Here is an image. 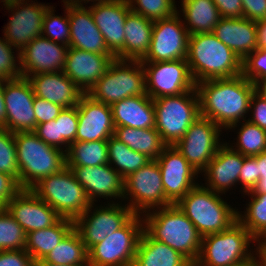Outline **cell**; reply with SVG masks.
<instances>
[{
  "label": "cell",
  "mask_w": 266,
  "mask_h": 266,
  "mask_svg": "<svg viewBox=\"0 0 266 266\" xmlns=\"http://www.w3.org/2000/svg\"><path fill=\"white\" fill-rule=\"evenodd\" d=\"M200 116L210 119L227 133L236 123L247 120L254 84L242 74L232 78L196 83Z\"/></svg>",
  "instance_id": "cell-1"
},
{
  "label": "cell",
  "mask_w": 266,
  "mask_h": 266,
  "mask_svg": "<svg viewBox=\"0 0 266 266\" xmlns=\"http://www.w3.org/2000/svg\"><path fill=\"white\" fill-rule=\"evenodd\" d=\"M187 63L195 84L242 74V60L212 32L189 35Z\"/></svg>",
  "instance_id": "cell-2"
},
{
  "label": "cell",
  "mask_w": 266,
  "mask_h": 266,
  "mask_svg": "<svg viewBox=\"0 0 266 266\" xmlns=\"http://www.w3.org/2000/svg\"><path fill=\"white\" fill-rule=\"evenodd\" d=\"M144 230L153 238L181 253L192 264L199 256L202 237L176 204L142 215Z\"/></svg>",
  "instance_id": "cell-3"
},
{
  "label": "cell",
  "mask_w": 266,
  "mask_h": 266,
  "mask_svg": "<svg viewBox=\"0 0 266 266\" xmlns=\"http://www.w3.org/2000/svg\"><path fill=\"white\" fill-rule=\"evenodd\" d=\"M225 197L200 182L176 205L194 224L200 236L204 237L227 230L238 221V208L227 202Z\"/></svg>",
  "instance_id": "cell-4"
},
{
  "label": "cell",
  "mask_w": 266,
  "mask_h": 266,
  "mask_svg": "<svg viewBox=\"0 0 266 266\" xmlns=\"http://www.w3.org/2000/svg\"><path fill=\"white\" fill-rule=\"evenodd\" d=\"M19 185L31 189L41 179L66 167V152L48 145L34 132L14 133Z\"/></svg>",
  "instance_id": "cell-5"
},
{
  "label": "cell",
  "mask_w": 266,
  "mask_h": 266,
  "mask_svg": "<svg viewBox=\"0 0 266 266\" xmlns=\"http://www.w3.org/2000/svg\"><path fill=\"white\" fill-rule=\"evenodd\" d=\"M258 243L237 221L227 230L202 237L199 256L193 266L236 265L250 260L256 254Z\"/></svg>",
  "instance_id": "cell-6"
},
{
  "label": "cell",
  "mask_w": 266,
  "mask_h": 266,
  "mask_svg": "<svg viewBox=\"0 0 266 266\" xmlns=\"http://www.w3.org/2000/svg\"><path fill=\"white\" fill-rule=\"evenodd\" d=\"M30 190L52 207L62 218L73 221L92 204L85 189L67 166L60 172L41 179Z\"/></svg>",
  "instance_id": "cell-7"
},
{
  "label": "cell",
  "mask_w": 266,
  "mask_h": 266,
  "mask_svg": "<svg viewBox=\"0 0 266 266\" xmlns=\"http://www.w3.org/2000/svg\"><path fill=\"white\" fill-rule=\"evenodd\" d=\"M155 129L167 146L180 140L200 117L199 96L196 87L176 96H163L153 100Z\"/></svg>",
  "instance_id": "cell-8"
},
{
  "label": "cell",
  "mask_w": 266,
  "mask_h": 266,
  "mask_svg": "<svg viewBox=\"0 0 266 266\" xmlns=\"http://www.w3.org/2000/svg\"><path fill=\"white\" fill-rule=\"evenodd\" d=\"M87 94L109 106L125 98L147 95L142 62L114 59Z\"/></svg>",
  "instance_id": "cell-9"
},
{
  "label": "cell",
  "mask_w": 266,
  "mask_h": 266,
  "mask_svg": "<svg viewBox=\"0 0 266 266\" xmlns=\"http://www.w3.org/2000/svg\"><path fill=\"white\" fill-rule=\"evenodd\" d=\"M144 231L142 215L134 214L120 229L88 250L90 266H133Z\"/></svg>",
  "instance_id": "cell-10"
},
{
  "label": "cell",
  "mask_w": 266,
  "mask_h": 266,
  "mask_svg": "<svg viewBox=\"0 0 266 266\" xmlns=\"http://www.w3.org/2000/svg\"><path fill=\"white\" fill-rule=\"evenodd\" d=\"M123 203L138 215L172 204L165 197L160 168L156 160H151L124 179Z\"/></svg>",
  "instance_id": "cell-11"
},
{
  "label": "cell",
  "mask_w": 266,
  "mask_h": 266,
  "mask_svg": "<svg viewBox=\"0 0 266 266\" xmlns=\"http://www.w3.org/2000/svg\"><path fill=\"white\" fill-rule=\"evenodd\" d=\"M222 131L224 130L216 123L200 116L173 146L200 174L216 155L217 150L225 143Z\"/></svg>",
  "instance_id": "cell-12"
},
{
  "label": "cell",
  "mask_w": 266,
  "mask_h": 266,
  "mask_svg": "<svg viewBox=\"0 0 266 266\" xmlns=\"http://www.w3.org/2000/svg\"><path fill=\"white\" fill-rule=\"evenodd\" d=\"M100 203L91 204L74 221V228L79 232L87 250L120 229L134 215L125 203Z\"/></svg>",
  "instance_id": "cell-13"
},
{
  "label": "cell",
  "mask_w": 266,
  "mask_h": 266,
  "mask_svg": "<svg viewBox=\"0 0 266 266\" xmlns=\"http://www.w3.org/2000/svg\"><path fill=\"white\" fill-rule=\"evenodd\" d=\"M145 71L146 93L153 100L176 96L193 90L196 84L187 59L166 62H142Z\"/></svg>",
  "instance_id": "cell-14"
},
{
  "label": "cell",
  "mask_w": 266,
  "mask_h": 266,
  "mask_svg": "<svg viewBox=\"0 0 266 266\" xmlns=\"http://www.w3.org/2000/svg\"><path fill=\"white\" fill-rule=\"evenodd\" d=\"M189 34L181 17L174 16L153 23L150 47L141 62H166L187 59Z\"/></svg>",
  "instance_id": "cell-15"
},
{
  "label": "cell",
  "mask_w": 266,
  "mask_h": 266,
  "mask_svg": "<svg viewBox=\"0 0 266 266\" xmlns=\"http://www.w3.org/2000/svg\"><path fill=\"white\" fill-rule=\"evenodd\" d=\"M47 4L37 0H24L6 7L4 10L11 14L8 13L10 18L3 27L4 39L21 52L28 43L41 35L44 16L52 6Z\"/></svg>",
  "instance_id": "cell-16"
},
{
  "label": "cell",
  "mask_w": 266,
  "mask_h": 266,
  "mask_svg": "<svg viewBox=\"0 0 266 266\" xmlns=\"http://www.w3.org/2000/svg\"><path fill=\"white\" fill-rule=\"evenodd\" d=\"M6 109V129L10 132H34L36 118L34 92L26 77L7 80L3 91Z\"/></svg>",
  "instance_id": "cell-17"
},
{
  "label": "cell",
  "mask_w": 266,
  "mask_h": 266,
  "mask_svg": "<svg viewBox=\"0 0 266 266\" xmlns=\"http://www.w3.org/2000/svg\"><path fill=\"white\" fill-rule=\"evenodd\" d=\"M156 161L160 168L165 197L172 204H176L199 184L200 174L173 145L166 146Z\"/></svg>",
  "instance_id": "cell-18"
},
{
  "label": "cell",
  "mask_w": 266,
  "mask_h": 266,
  "mask_svg": "<svg viewBox=\"0 0 266 266\" xmlns=\"http://www.w3.org/2000/svg\"><path fill=\"white\" fill-rule=\"evenodd\" d=\"M69 168L85 189L92 204L100 202L101 198L107 203L123 202L124 178L109 163Z\"/></svg>",
  "instance_id": "cell-19"
},
{
  "label": "cell",
  "mask_w": 266,
  "mask_h": 266,
  "mask_svg": "<svg viewBox=\"0 0 266 266\" xmlns=\"http://www.w3.org/2000/svg\"><path fill=\"white\" fill-rule=\"evenodd\" d=\"M88 7L107 48L116 56L124 48V25L131 11L128 0L97 1L89 3Z\"/></svg>",
  "instance_id": "cell-20"
},
{
  "label": "cell",
  "mask_w": 266,
  "mask_h": 266,
  "mask_svg": "<svg viewBox=\"0 0 266 266\" xmlns=\"http://www.w3.org/2000/svg\"><path fill=\"white\" fill-rule=\"evenodd\" d=\"M245 156L233 150L226 142L217 150L206 169L200 174L204 186L213 192L231 195L239 185V173ZM235 188V189H234Z\"/></svg>",
  "instance_id": "cell-21"
},
{
  "label": "cell",
  "mask_w": 266,
  "mask_h": 266,
  "mask_svg": "<svg viewBox=\"0 0 266 266\" xmlns=\"http://www.w3.org/2000/svg\"><path fill=\"white\" fill-rule=\"evenodd\" d=\"M68 47L42 35L34 38L20 52L22 76L63 71Z\"/></svg>",
  "instance_id": "cell-22"
},
{
  "label": "cell",
  "mask_w": 266,
  "mask_h": 266,
  "mask_svg": "<svg viewBox=\"0 0 266 266\" xmlns=\"http://www.w3.org/2000/svg\"><path fill=\"white\" fill-rule=\"evenodd\" d=\"M27 233L51 227L62 217L30 189H22L5 207Z\"/></svg>",
  "instance_id": "cell-23"
},
{
  "label": "cell",
  "mask_w": 266,
  "mask_h": 266,
  "mask_svg": "<svg viewBox=\"0 0 266 266\" xmlns=\"http://www.w3.org/2000/svg\"><path fill=\"white\" fill-rule=\"evenodd\" d=\"M116 59L113 54H97L68 47L63 73L66 74L82 91L89 90L106 73Z\"/></svg>",
  "instance_id": "cell-24"
},
{
  "label": "cell",
  "mask_w": 266,
  "mask_h": 266,
  "mask_svg": "<svg viewBox=\"0 0 266 266\" xmlns=\"http://www.w3.org/2000/svg\"><path fill=\"white\" fill-rule=\"evenodd\" d=\"M78 129L76 141L108 140L114 136V121L109 105L84 93L77 105Z\"/></svg>",
  "instance_id": "cell-25"
},
{
  "label": "cell",
  "mask_w": 266,
  "mask_h": 266,
  "mask_svg": "<svg viewBox=\"0 0 266 266\" xmlns=\"http://www.w3.org/2000/svg\"><path fill=\"white\" fill-rule=\"evenodd\" d=\"M69 47L97 54H112L96 26L88 4H68Z\"/></svg>",
  "instance_id": "cell-26"
},
{
  "label": "cell",
  "mask_w": 266,
  "mask_h": 266,
  "mask_svg": "<svg viewBox=\"0 0 266 266\" xmlns=\"http://www.w3.org/2000/svg\"><path fill=\"white\" fill-rule=\"evenodd\" d=\"M34 95L63 108L78 105L83 91L63 71L35 74L27 77Z\"/></svg>",
  "instance_id": "cell-27"
},
{
  "label": "cell",
  "mask_w": 266,
  "mask_h": 266,
  "mask_svg": "<svg viewBox=\"0 0 266 266\" xmlns=\"http://www.w3.org/2000/svg\"><path fill=\"white\" fill-rule=\"evenodd\" d=\"M242 61L257 49L256 22L247 18H221L212 32Z\"/></svg>",
  "instance_id": "cell-28"
},
{
  "label": "cell",
  "mask_w": 266,
  "mask_h": 266,
  "mask_svg": "<svg viewBox=\"0 0 266 266\" xmlns=\"http://www.w3.org/2000/svg\"><path fill=\"white\" fill-rule=\"evenodd\" d=\"M110 107L115 127L155 128L153 99L148 95L125 98Z\"/></svg>",
  "instance_id": "cell-29"
},
{
  "label": "cell",
  "mask_w": 266,
  "mask_h": 266,
  "mask_svg": "<svg viewBox=\"0 0 266 266\" xmlns=\"http://www.w3.org/2000/svg\"><path fill=\"white\" fill-rule=\"evenodd\" d=\"M154 21L130 11L124 25V48L115 56L119 60L141 61L150 47Z\"/></svg>",
  "instance_id": "cell-30"
},
{
  "label": "cell",
  "mask_w": 266,
  "mask_h": 266,
  "mask_svg": "<svg viewBox=\"0 0 266 266\" xmlns=\"http://www.w3.org/2000/svg\"><path fill=\"white\" fill-rule=\"evenodd\" d=\"M133 266H193L181 253L143 231Z\"/></svg>",
  "instance_id": "cell-31"
},
{
  "label": "cell",
  "mask_w": 266,
  "mask_h": 266,
  "mask_svg": "<svg viewBox=\"0 0 266 266\" xmlns=\"http://www.w3.org/2000/svg\"><path fill=\"white\" fill-rule=\"evenodd\" d=\"M177 14L189 35L213 32L222 18L213 0H180Z\"/></svg>",
  "instance_id": "cell-32"
},
{
  "label": "cell",
  "mask_w": 266,
  "mask_h": 266,
  "mask_svg": "<svg viewBox=\"0 0 266 266\" xmlns=\"http://www.w3.org/2000/svg\"><path fill=\"white\" fill-rule=\"evenodd\" d=\"M74 228V221L61 218L51 227L27 233L25 251L34 261L44 259Z\"/></svg>",
  "instance_id": "cell-33"
},
{
  "label": "cell",
  "mask_w": 266,
  "mask_h": 266,
  "mask_svg": "<svg viewBox=\"0 0 266 266\" xmlns=\"http://www.w3.org/2000/svg\"><path fill=\"white\" fill-rule=\"evenodd\" d=\"M114 137L126 144L133 151L156 160L167 146L155 128L135 129L132 127H115Z\"/></svg>",
  "instance_id": "cell-34"
},
{
  "label": "cell",
  "mask_w": 266,
  "mask_h": 266,
  "mask_svg": "<svg viewBox=\"0 0 266 266\" xmlns=\"http://www.w3.org/2000/svg\"><path fill=\"white\" fill-rule=\"evenodd\" d=\"M228 132L237 134L235 141H225L233 150L244 156H255L266 151V130L248 120L231 125ZM230 130V131H229ZM236 132V133H235ZM234 142V143H233Z\"/></svg>",
  "instance_id": "cell-35"
},
{
  "label": "cell",
  "mask_w": 266,
  "mask_h": 266,
  "mask_svg": "<svg viewBox=\"0 0 266 266\" xmlns=\"http://www.w3.org/2000/svg\"><path fill=\"white\" fill-rule=\"evenodd\" d=\"M245 195L249 197L248 202L243 211L238 208V221L260 242L266 236V193L246 192Z\"/></svg>",
  "instance_id": "cell-36"
},
{
  "label": "cell",
  "mask_w": 266,
  "mask_h": 266,
  "mask_svg": "<svg viewBox=\"0 0 266 266\" xmlns=\"http://www.w3.org/2000/svg\"><path fill=\"white\" fill-rule=\"evenodd\" d=\"M108 164L107 140L75 141L66 152V166H98Z\"/></svg>",
  "instance_id": "cell-37"
},
{
  "label": "cell",
  "mask_w": 266,
  "mask_h": 266,
  "mask_svg": "<svg viewBox=\"0 0 266 266\" xmlns=\"http://www.w3.org/2000/svg\"><path fill=\"white\" fill-rule=\"evenodd\" d=\"M44 260L57 265H89L88 250L75 228L51 250Z\"/></svg>",
  "instance_id": "cell-38"
},
{
  "label": "cell",
  "mask_w": 266,
  "mask_h": 266,
  "mask_svg": "<svg viewBox=\"0 0 266 266\" xmlns=\"http://www.w3.org/2000/svg\"><path fill=\"white\" fill-rule=\"evenodd\" d=\"M108 163L125 179L151 161L146 155L133 151L114 136L107 140Z\"/></svg>",
  "instance_id": "cell-39"
},
{
  "label": "cell",
  "mask_w": 266,
  "mask_h": 266,
  "mask_svg": "<svg viewBox=\"0 0 266 266\" xmlns=\"http://www.w3.org/2000/svg\"><path fill=\"white\" fill-rule=\"evenodd\" d=\"M64 15H56L54 5L51 6L44 16L41 35L49 40L69 46L70 24L68 17V4H62ZM64 16V17H63Z\"/></svg>",
  "instance_id": "cell-40"
},
{
  "label": "cell",
  "mask_w": 266,
  "mask_h": 266,
  "mask_svg": "<svg viewBox=\"0 0 266 266\" xmlns=\"http://www.w3.org/2000/svg\"><path fill=\"white\" fill-rule=\"evenodd\" d=\"M27 234L17 221L2 208L0 210V251L23 250Z\"/></svg>",
  "instance_id": "cell-41"
},
{
  "label": "cell",
  "mask_w": 266,
  "mask_h": 266,
  "mask_svg": "<svg viewBox=\"0 0 266 266\" xmlns=\"http://www.w3.org/2000/svg\"><path fill=\"white\" fill-rule=\"evenodd\" d=\"M130 9L149 20L167 19L177 13L176 0H128Z\"/></svg>",
  "instance_id": "cell-42"
},
{
  "label": "cell",
  "mask_w": 266,
  "mask_h": 266,
  "mask_svg": "<svg viewBox=\"0 0 266 266\" xmlns=\"http://www.w3.org/2000/svg\"><path fill=\"white\" fill-rule=\"evenodd\" d=\"M58 129V149L67 152L69 145L76 141L78 129L77 106L63 108L59 116L55 119Z\"/></svg>",
  "instance_id": "cell-43"
},
{
  "label": "cell",
  "mask_w": 266,
  "mask_h": 266,
  "mask_svg": "<svg viewBox=\"0 0 266 266\" xmlns=\"http://www.w3.org/2000/svg\"><path fill=\"white\" fill-rule=\"evenodd\" d=\"M0 172L13 176L19 183V168L14 134L0 128Z\"/></svg>",
  "instance_id": "cell-44"
},
{
  "label": "cell",
  "mask_w": 266,
  "mask_h": 266,
  "mask_svg": "<svg viewBox=\"0 0 266 266\" xmlns=\"http://www.w3.org/2000/svg\"><path fill=\"white\" fill-rule=\"evenodd\" d=\"M20 77H22L20 51L9 44L4 37H0V79L7 81Z\"/></svg>",
  "instance_id": "cell-45"
},
{
  "label": "cell",
  "mask_w": 266,
  "mask_h": 266,
  "mask_svg": "<svg viewBox=\"0 0 266 266\" xmlns=\"http://www.w3.org/2000/svg\"><path fill=\"white\" fill-rule=\"evenodd\" d=\"M242 75L252 83L266 80V48H257L242 61Z\"/></svg>",
  "instance_id": "cell-46"
},
{
  "label": "cell",
  "mask_w": 266,
  "mask_h": 266,
  "mask_svg": "<svg viewBox=\"0 0 266 266\" xmlns=\"http://www.w3.org/2000/svg\"><path fill=\"white\" fill-rule=\"evenodd\" d=\"M258 182L257 155L245 156L242 169L239 173V194L250 192Z\"/></svg>",
  "instance_id": "cell-47"
},
{
  "label": "cell",
  "mask_w": 266,
  "mask_h": 266,
  "mask_svg": "<svg viewBox=\"0 0 266 266\" xmlns=\"http://www.w3.org/2000/svg\"><path fill=\"white\" fill-rule=\"evenodd\" d=\"M33 108L36 118V126L38 124L55 120L63 110L62 106L37 96L34 97Z\"/></svg>",
  "instance_id": "cell-48"
},
{
  "label": "cell",
  "mask_w": 266,
  "mask_h": 266,
  "mask_svg": "<svg viewBox=\"0 0 266 266\" xmlns=\"http://www.w3.org/2000/svg\"><path fill=\"white\" fill-rule=\"evenodd\" d=\"M18 181L11 175L0 172V205L4 208L20 191Z\"/></svg>",
  "instance_id": "cell-49"
},
{
  "label": "cell",
  "mask_w": 266,
  "mask_h": 266,
  "mask_svg": "<svg viewBox=\"0 0 266 266\" xmlns=\"http://www.w3.org/2000/svg\"><path fill=\"white\" fill-rule=\"evenodd\" d=\"M0 266H34L32 257L23 250L0 251Z\"/></svg>",
  "instance_id": "cell-50"
},
{
  "label": "cell",
  "mask_w": 266,
  "mask_h": 266,
  "mask_svg": "<svg viewBox=\"0 0 266 266\" xmlns=\"http://www.w3.org/2000/svg\"><path fill=\"white\" fill-rule=\"evenodd\" d=\"M247 120L261 129L266 130V101L254 93L250 100L249 115Z\"/></svg>",
  "instance_id": "cell-51"
},
{
  "label": "cell",
  "mask_w": 266,
  "mask_h": 266,
  "mask_svg": "<svg viewBox=\"0 0 266 266\" xmlns=\"http://www.w3.org/2000/svg\"><path fill=\"white\" fill-rule=\"evenodd\" d=\"M243 18L254 22L266 19V0H242Z\"/></svg>",
  "instance_id": "cell-52"
},
{
  "label": "cell",
  "mask_w": 266,
  "mask_h": 266,
  "mask_svg": "<svg viewBox=\"0 0 266 266\" xmlns=\"http://www.w3.org/2000/svg\"><path fill=\"white\" fill-rule=\"evenodd\" d=\"M223 18H243L242 0H213Z\"/></svg>",
  "instance_id": "cell-53"
},
{
  "label": "cell",
  "mask_w": 266,
  "mask_h": 266,
  "mask_svg": "<svg viewBox=\"0 0 266 266\" xmlns=\"http://www.w3.org/2000/svg\"><path fill=\"white\" fill-rule=\"evenodd\" d=\"M34 133L48 145L58 148V129L55 120L38 124Z\"/></svg>",
  "instance_id": "cell-54"
},
{
  "label": "cell",
  "mask_w": 266,
  "mask_h": 266,
  "mask_svg": "<svg viewBox=\"0 0 266 266\" xmlns=\"http://www.w3.org/2000/svg\"><path fill=\"white\" fill-rule=\"evenodd\" d=\"M258 182L251 193H266V151L257 155Z\"/></svg>",
  "instance_id": "cell-55"
},
{
  "label": "cell",
  "mask_w": 266,
  "mask_h": 266,
  "mask_svg": "<svg viewBox=\"0 0 266 266\" xmlns=\"http://www.w3.org/2000/svg\"><path fill=\"white\" fill-rule=\"evenodd\" d=\"M257 28V48H266V19L256 22Z\"/></svg>",
  "instance_id": "cell-56"
},
{
  "label": "cell",
  "mask_w": 266,
  "mask_h": 266,
  "mask_svg": "<svg viewBox=\"0 0 266 266\" xmlns=\"http://www.w3.org/2000/svg\"><path fill=\"white\" fill-rule=\"evenodd\" d=\"M5 80L0 79V128L6 129V109L3 97Z\"/></svg>",
  "instance_id": "cell-57"
},
{
  "label": "cell",
  "mask_w": 266,
  "mask_h": 266,
  "mask_svg": "<svg viewBox=\"0 0 266 266\" xmlns=\"http://www.w3.org/2000/svg\"><path fill=\"white\" fill-rule=\"evenodd\" d=\"M255 87V93L262 98L264 101H266V80L253 83Z\"/></svg>",
  "instance_id": "cell-58"
},
{
  "label": "cell",
  "mask_w": 266,
  "mask_h": 266,
  "mask_svg": "<svg viewBox=\"0 0 266 266\" xmlns=\"http://www.w3.org/2000/svg\"><path fill=\"white\" fill-rule=\"evenodd\" d=\"M256 256L259 266H266V248L258 244L256 249Z\"/></svg>",
  "instance_id": "cell-59"
},
{
  "label": "cell",
  "mask_w": 266,
  "mask_h": 266,
  "mask_svg": "<svg viewBox=\"0 0 266 266\" xmlns=\"http://www.w3.org/2000/svg\"><path fill=\"white\" fill-rule=\"evenodd\" d=\"M34 266H90V265H57L52 262H47L44 259L34 261Z\"/></svg>",
  "instance_id": "cell-60"
},
{
  "label": "cell",
  "mask_w": 266,
  "mask_h": 266,
  "mask_svg": "<svg viewBox=\"0 0 266 266\" xmlns=\"http://www.w3.org/2000/svg\"><path fill=\"white\" fill-rule=\"evenodd\" d=\"M233 266H259V262L255 254L250 260L243 261Z\"/></svg>",
  "instance_id": "cell-61"
},
{
  "label": "cell",
  "mask_w": 266,
  "mask_h": 266,
  "mask_svg": "<svg viewBox=\"0 0 266 266\" xmlns=\"http://www.w3.org/2000/svg\"><path fill=\"white\" fill-rule=\"evenodd\" d=\"M63 4H88L89 2H97V1H104V0H61Z\"/></svg>",
  "instance_id": "cell-62"
},
{
  "label": "cell",
  "mask_w": 266,
  "mask_h": 266,
  "mask_svg": "<svg viewBox=\"0 0 266 266\" xmlns=\"http://www.w3.org/2000/svg\"><path fill=\"white\" fill-rule=\"evenodd\" d=\"M24 0H0V3H2L3 7L2 8H6V7H10V6H14L17 3H21Z\"/></svg>",
  "instance_id": "cell-63"
},
{
  "label": "cell",
  "mask_w": 266,
  "mask_h": 266,
  "mask_svg": "<svg viewBox=\"0 0 266 266\" xmlns=\"http://www.w3.org/2000/svg\"><path fill=\"white\" fill-rule=\"evenodd\" d=\"M258 244L266 248V236Z\"/></svg>",
  "instance_id": "cell-64"
}]
</instances>
